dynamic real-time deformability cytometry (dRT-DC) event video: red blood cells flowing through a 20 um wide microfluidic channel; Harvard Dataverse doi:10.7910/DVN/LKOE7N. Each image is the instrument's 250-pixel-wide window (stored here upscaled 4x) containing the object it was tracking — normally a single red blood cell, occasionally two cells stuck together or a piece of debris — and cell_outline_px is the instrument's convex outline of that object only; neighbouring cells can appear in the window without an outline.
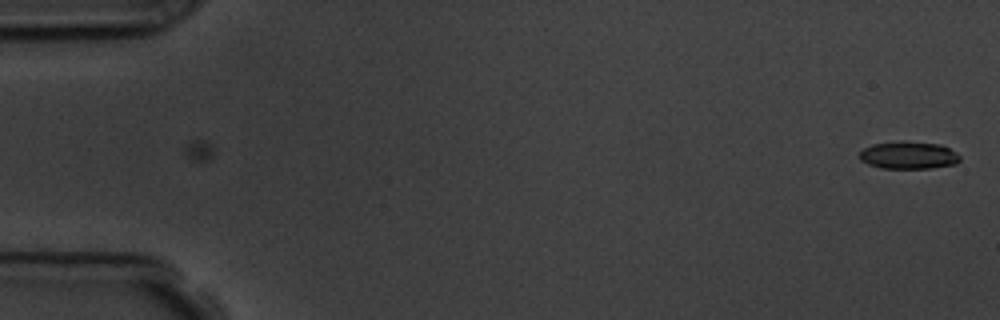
{"species": "common noctule bat (a hibernating species)", "species_latin": "Nyctalus noctula", "temperature_condition": "room temperature", "stored_images_in_passage": 48, "camera_frame_rate_fps": 3000, "um_per_image_px": 0.085, "animal": {"sex": "male", "body_mass_g": 19.5, "forearm_length_mm": 54.6}, "frame": {"image": 1, "passage_image": 1, "time_ms": 0.0, "image_size_px": [1000, 320], "cell_outline_px": [[960, 160], [956, 164], [928, 168], [880, 168], [868, 164], [860, 160], [860, 152], [864, 148], [872, 144], [900, 140], [940, 144], [956, 152], [960, 156]], "centroid_in_image_um": [77.21, 13.18], "position_along_channel_um": 7.8, "area_um2": 16.18}}
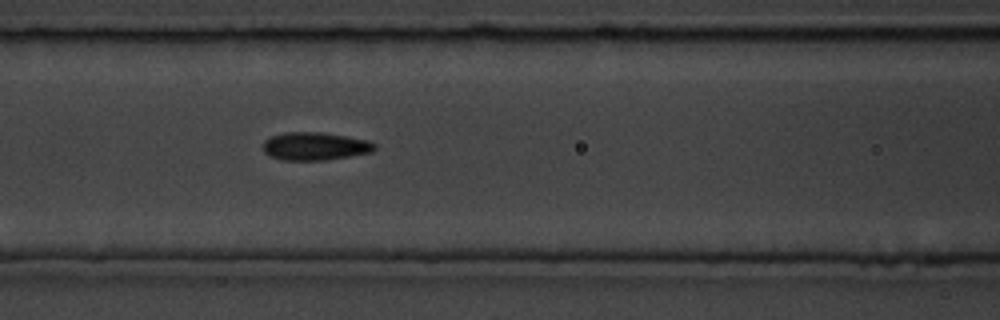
{"frame": {"image": 2, "passage_image": 24, "time_ms": 7.667, "image_size_px": [1000, 320], "cell_outline_px": [[376, 148], [372, 152], [324, 160], [284, 160], [272, 156], [264, 152], [264, 140], [272, 136], [284, 132], [320, 132], [368, 140], [376, 144]], "centroid_in_image_um": [26.78, 12.42], "position_along_channel_um": 139.8, "area_um2": 17.98}}
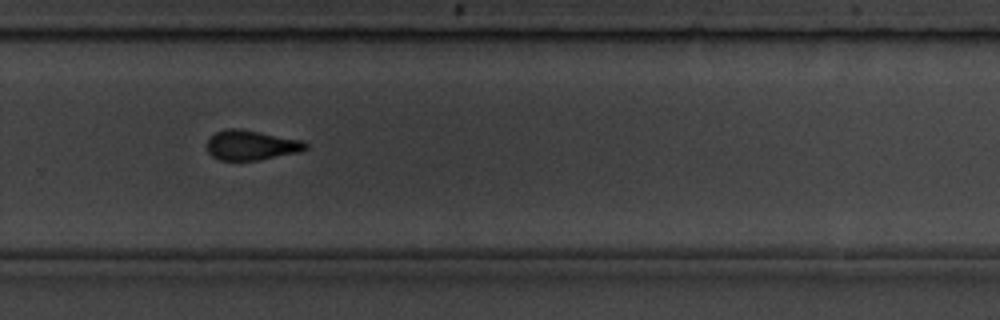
{"frame": {"image": 3, "passage_image": 38, "time_ms": 12.333, "image_size_px": [1000, 320], "cell_outline_px": [[308, 148], [300, 152], [260, 160], [220, 160], [212, 156], [208, 152], [208, 140], [216, 132], [228, 128], [240, 128], [300, 140], [308, 144]], "centroid_in_image_um": [21.37, 12.34], "position_along_channel_um": 308.4, "area_um2": 17.05}, "authors_computed_cell_mechanics": {"area_um2": 17.34, "velocity_mm_per_s": 3.6286, "shape_relaxation_time_tau1_ms": 4.2203, "shape_relaxation_time_tau2_ms": 2.4604, "deformation_change_tau1": 0.1338, "deformation_change_tau2": 0.0833}}